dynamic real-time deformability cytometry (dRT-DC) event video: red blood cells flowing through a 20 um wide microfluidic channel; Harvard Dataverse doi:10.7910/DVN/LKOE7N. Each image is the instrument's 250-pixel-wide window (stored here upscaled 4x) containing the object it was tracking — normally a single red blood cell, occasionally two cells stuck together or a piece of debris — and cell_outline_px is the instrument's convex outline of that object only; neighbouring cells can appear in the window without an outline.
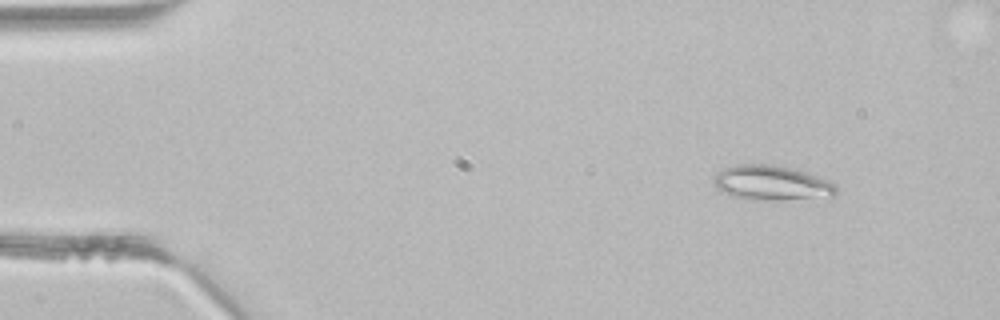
{"species": "common noctule bat (a hibernating species)", "species_latin": "Nyctalus noctula", "temperature_condition": "room temperature", "stored_images_in_passage": 3, "camera_frame_rate_fps": 3000, "um_per_image_px": 0.085, "animal": {"sex": "male", "body_mass_g": 21.5, "forearm_length_mm": 52.0}, "frame": {"image": 1, "passage_image": 1, "time_ms": 0.0, "image_size_px": [1000, 320], "cell_outline_px": [[836, 192], [832, 196], [780, 200], [760, 200], [728, 196], [720, 192], [716, 188], [716, 176], [724, 168], [736, 164], [768, 164], [788, 168], [804, 172], [828, 180], [836, 184]], "centroid_in_image_um": [65.57, 15.56], "position_along_channel_um": 19.4, "area_um2": 24.45}}